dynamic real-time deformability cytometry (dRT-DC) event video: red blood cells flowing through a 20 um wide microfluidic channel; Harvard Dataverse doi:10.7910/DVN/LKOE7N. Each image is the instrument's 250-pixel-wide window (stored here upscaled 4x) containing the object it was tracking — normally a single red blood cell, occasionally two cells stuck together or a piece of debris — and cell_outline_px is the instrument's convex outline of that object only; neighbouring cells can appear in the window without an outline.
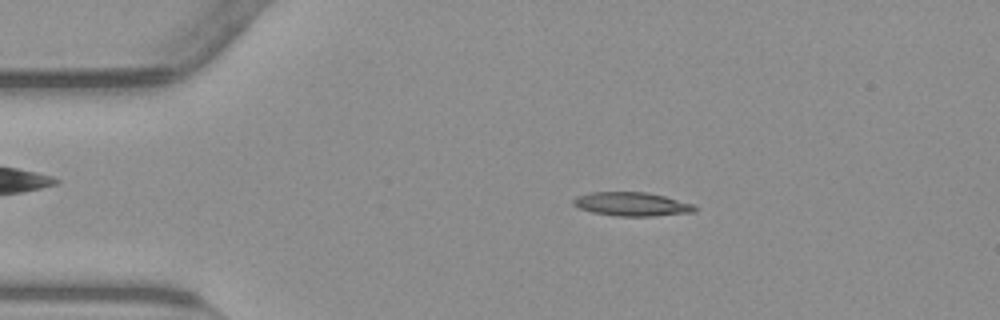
{"species": "common noctule bat (a hibernating species)", "species_latin": "Nyctalus noctula", "temperature_condition": "warm", "stored_images_in_passage": 53, "camera_frame_rate_fps": 3000, "um_per_image_px": 0.085, "animal": {"sex": "male", "body_mass_g": 23.1, "forearm_length_mm": 52.7}, "frame": {"image": 1, "passage_image": 10, "time_ms": 3.0, "image_size_px": [1000, 320], "cell_outline_px": [[696, 212], [652, 216], [616, 216], [592, 212], [580, 208], [572, 204], [572, 200], [576, 196], [588, 192], [648, 192], [696, 204]], "centroid_in_image_um": [53.71, 17.34], "position_along_channel_um": 31.3, "area_um2": 16.99}}
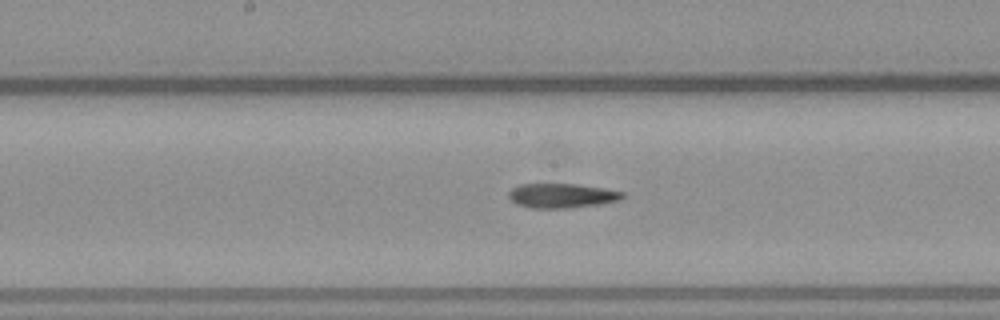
{"frame": {"image": 2, "passage_image": 27, "time_ms": 8.667, "image_size_px": [1000, 320], "cell_outline_px": [[628, 196], [620, 200], [600, 204], [564, 208], [532, 208], [516, 204], [508, 196], [508, 192], [512, 188], [520, 184], [576, 184], [624, 192]], "centroid_in_image_um": [47.76, 16.63], "position_along_channel_um": 200.4, "area_um2": 16.18}}
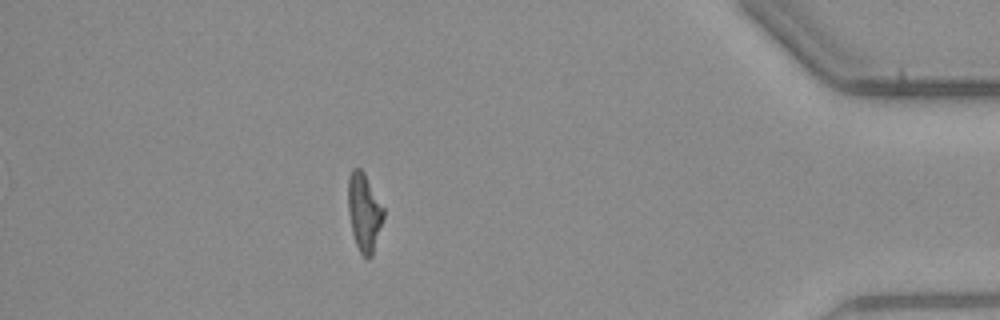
{"frame": {"image": 3, "passage_image": 47, "time_ms": 15.333, "image_size_px": [1000, 320], "cell_outline_px": [[384, 216], [372, 256], [368, 260], [360, 252], [356, 244], [352, 232], [348, 212], [348, 180], [352, 168], [360, 168], [364, 172], [384, 208]], "centroid_in_image_um": [30.95, 18.04], "position_along_channel_um": 404.3, "area_um2": 16.07}}